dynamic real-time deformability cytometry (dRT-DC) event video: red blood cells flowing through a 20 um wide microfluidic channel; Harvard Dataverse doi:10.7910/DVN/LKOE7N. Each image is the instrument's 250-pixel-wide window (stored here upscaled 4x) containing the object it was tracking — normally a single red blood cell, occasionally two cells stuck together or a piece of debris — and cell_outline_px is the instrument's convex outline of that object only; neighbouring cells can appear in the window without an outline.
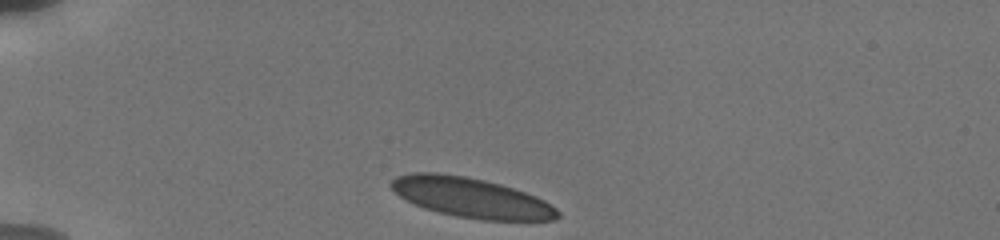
{"species": "human", "species_latin": "Homo sapiens", "temperature_condition": "cold", "stored_images_in_passage": 34, "camera_frame_rate_fps": 3000, "um_per_image_px": 0.085, "donor": {"sex": "male"}, "frame": {"image": 1, "passage_image": 1, "time_ms": 0.0, "image_size_px": [1000, 240], "cell_outline_px": [[560, 216], [556, 220], [484, 220], [456, 216], [424, 208], [400, 196], [388, 184], [396, 176], [412, 172], [436, 172], [464, 176], [484, 180], [500, 184], [536, 196], [544, 200], [556, 208], [560, 212]], "centroid_in_image_um": [40.06, 16.79], "position_along_channel_um": 44.9, "area_um2": 38.44}}
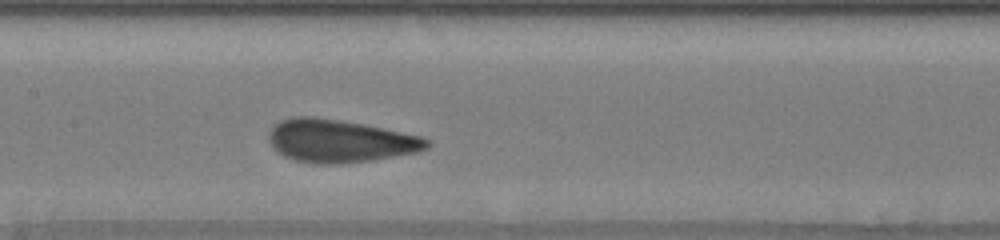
{"frame": {"image": 2, "passage_image": 15, "time_ms": 4.667, "image_size_px": [1000, 240], "cell_outline_px": [[428, 148], [420, 152], [372, 160], [340, 164], [312, 164], [296, 160], [284, 156], [272, 144], [272, 128], [280, 120], [296, 116], [312, 116], [360, 124], [420, 136], [428, 140]], "centroid_in_image_um": [28.92, 12.0], "position_along_channel_um": 178.5, "area_um2": 38.67}}
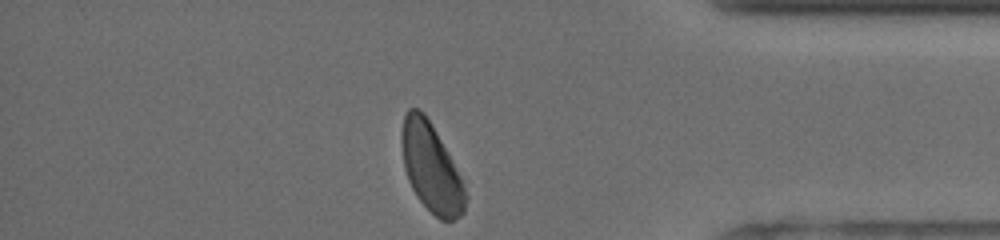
{"frame": {"image": 3, "passage_image": 34, "time_ms": 11.0, "image_size_px": [1000, 240], "cell_outline_px": [[468, 196], [464, 212], [460, 216], [452, 220], [440, 220], [416, 196], [408, 180], [404, 168], [400, 140], [400, 132], [404, 116], [408, 108], [416, 108], [424, 112], [432, 124], [468, 180]], "centroid_in_image_um": [36.73, 14.24], "position_along_channel_um": 398.5, "area_um2": 34.39}, "authors_computed_cell_mechanics": {"area_um2": 38.4659, "velocity_mm_per_s": 3.7743, "shape_relaxation_time_tau1_ms": 3.985, "shape_relaxation_time_tau2_ms": null, "deformation_change_tau1": 0.1421, "deformation_change_tau2": null}}